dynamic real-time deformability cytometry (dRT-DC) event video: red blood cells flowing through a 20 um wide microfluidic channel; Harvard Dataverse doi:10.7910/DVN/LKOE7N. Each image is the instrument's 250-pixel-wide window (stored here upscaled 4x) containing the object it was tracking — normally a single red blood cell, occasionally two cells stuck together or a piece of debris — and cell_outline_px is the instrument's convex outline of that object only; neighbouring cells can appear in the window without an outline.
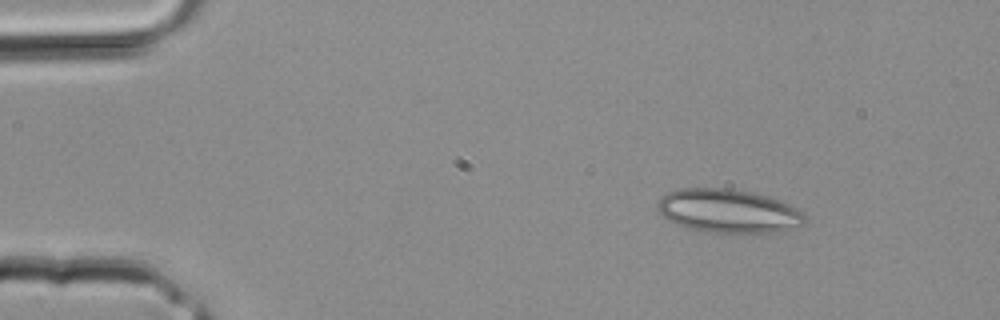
{"species": "common noctule bat (a hibernating species)", "species_latin": "Nyctalus noctula", "temperature_condition": "room temperature", "stored_images_in_passage": 2, "camera_frame_rate_fps": 3000, "um_per_image_px": 0.085, "animal": {"sex": "male", "body_mass_g": 20.4}, "frame": {"image": 1, "passage_image": 1, "time_ms": 0.0, "image_size_px": [1000, 320], "cell_outline_px": [[808, 216], [804, 224], [764, 236], [708, 232], [688, 228], [668, 220], [660, 212], [656, 204], [660, 196], [668, 192], [684, 188], [724, 188], [752, 192], [768, 196], [788, 204], [804, 212]], "centroid_in_image_um": [61.97, 17.98], "position_along_channel_um": 23.0, "area_um2": 38.32}}